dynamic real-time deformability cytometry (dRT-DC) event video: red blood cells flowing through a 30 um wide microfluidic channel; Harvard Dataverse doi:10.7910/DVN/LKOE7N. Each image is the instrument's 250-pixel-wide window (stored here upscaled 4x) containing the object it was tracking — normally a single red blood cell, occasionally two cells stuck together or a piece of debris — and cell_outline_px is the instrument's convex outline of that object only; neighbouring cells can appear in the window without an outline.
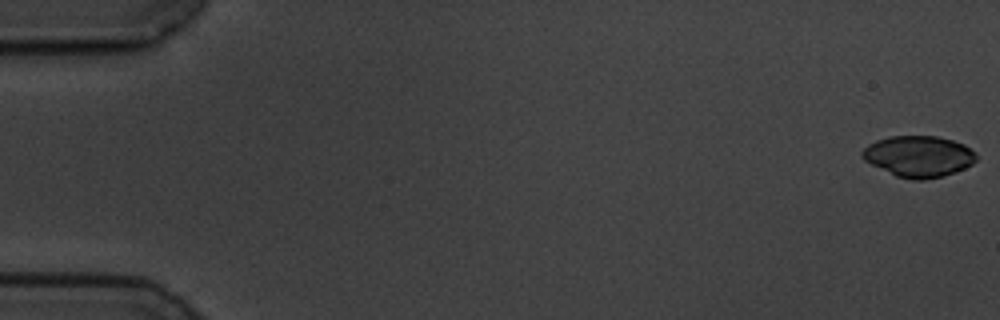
{"species": "common noctule bat (a hibernating species)", "species_latin": "Nyctalus noctula", "temperature_condition": "cold", "stored_images_in_passage": 58, "camera_frame_rate_fps": 3000, "um_per_image_px": 0.085, "animal": {"sex": "male", "body_mass_g": 19.5, "forearm_length_mm": 54.6}, "frame": {"image": 1, "passage_image": 1, "time_ms": 0.0, "image_size_px": [1000, 320], "cell_outline_px": [[976, 160], [972, 164], [964, 168], [944, 176], [924, 180], [912, 180], [896, 176], [864, 160], [860, 156], [860, 152], [868, 144], [876, 140], [888, 136], [936, 136], [952, 140], [964, 144], [976, 152]], "centroid_in_image_um": [78.07, 13.29], "position_along_channel_um": 6.9, "area_um2": 27.46}}
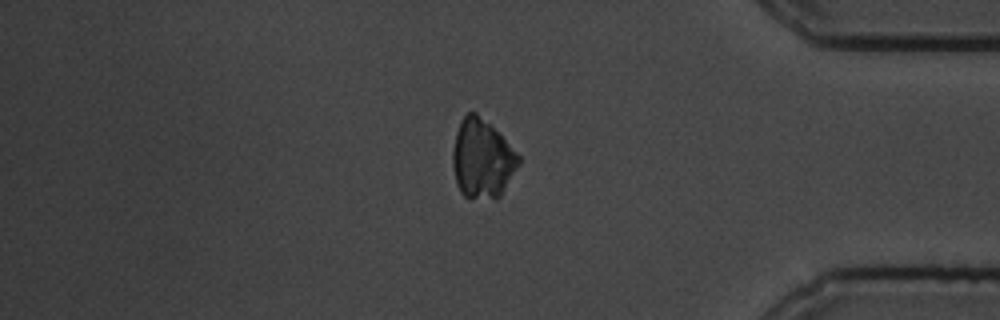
{"frame": {"image": 2, "passage_image": 49, "time_ms": 16.0, "image_size_px": [1000, 320], "cell_outline_px": [[520, 164], [500, 196], [496, 200], [464, 196], [460, 192], [456, 184], [452, 164], [452, 152], [456, 132], [460, 120], [468, 112], [476, 112], [492, 124], [520, 156]], "centroid_in_image_um": [40.98, 13.48], "position_along_channel_um": 394.2, "area_um2": 30.69}}
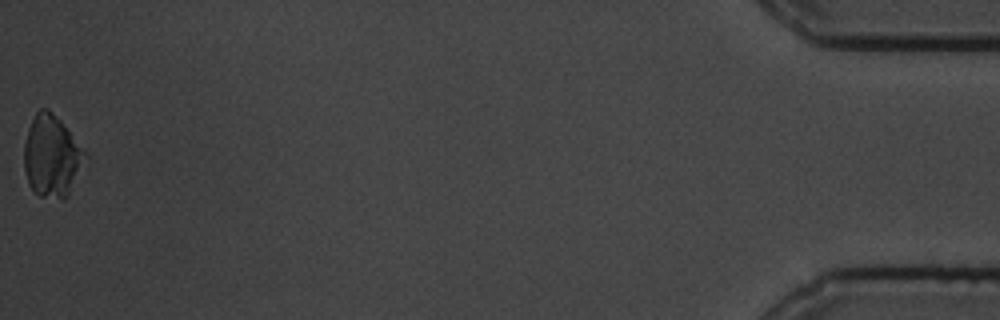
{"frame": {"image": 3, "passage_image": 58, "time_ms": 19.0, "image_size_px": [1000, 320], "cell_outline_px": [[88, 156], [68, 196], [64, 200], [40, 196], [28, 184], [24, 168], [24, 144], [28, 128], [36, 112], [40, 108], [48, 108], [60, 120]], "centroid_in_image_um": [4.39, 13.29], "position_along_channel_um": 430.8, "area_um2": 28.96}}